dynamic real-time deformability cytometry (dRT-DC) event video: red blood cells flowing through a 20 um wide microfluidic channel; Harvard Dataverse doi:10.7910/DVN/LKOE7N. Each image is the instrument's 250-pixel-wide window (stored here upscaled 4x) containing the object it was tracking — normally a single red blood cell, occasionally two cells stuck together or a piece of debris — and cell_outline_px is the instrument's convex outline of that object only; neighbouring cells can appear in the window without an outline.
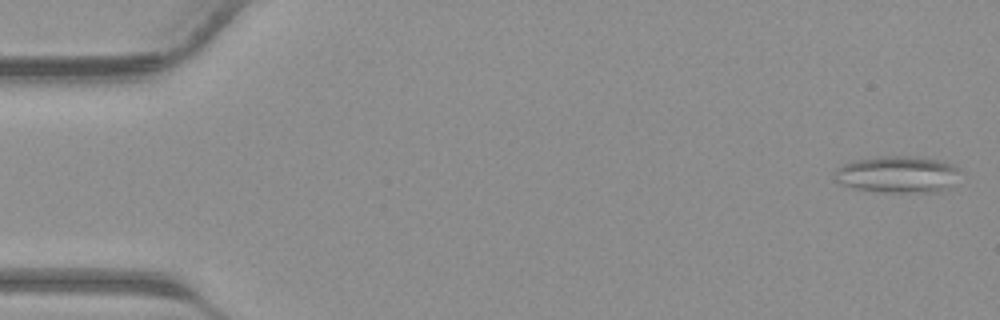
{"species": "common noctule bat (a hibernating species)", "species_latin": "Nyctalus noctula", "temperature_condition": "warm", "stored_images_in_passage": 40, "camera_frame_rate_fps": 3000, "um_per_image_px": 0.085, "animal": {"sex": "male", "body_mass_g": 23.1, "forearm_length_mm": 52.7}, "frame": {"image": 1, "passage_image": 1, "time_ms": 0.0, "image_size_px": [1000, 320], "cell_outline_px": [[960, 172], [952, 184], [948, 188], [936, 192], [880, 192], [852, 188], [836, 184], [832, 180], [832, 172], [844, 164], [852, 160], [876, 156], [912, 156], [936, 160], [952, 164], [960, 168]], "centroid_in_image_um": [76.2, 14.83], "position_along_channel_um": 8.8, "area_um2": 27.4}}
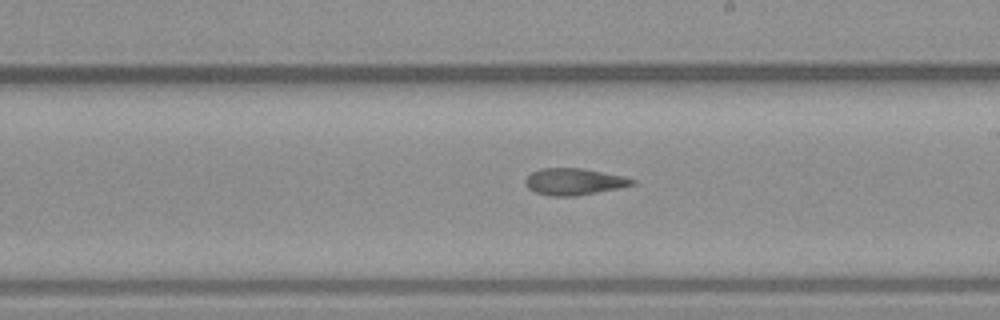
{"frame": {"image": 2, "passage_image": 23, "time_ms": 7.333, "image_size_px": [1000, 320], "cell_outline_px": [[636, 184], [576, 196], [552, 196], [536, 192], [528, 188], [524, 184], [524, 180], [532, 172], [540, 168], [584, 168], [624, 176], [636, 180]], "centroid_in_image_um": [48.78, 15.43], "position_along_channel_um": 240.2, "area_um2": 16.59}}
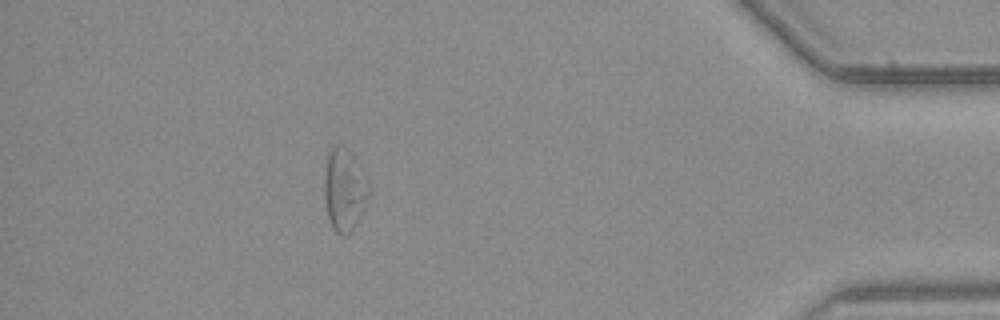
{"frame": {"image": 3, "passage_image": 36, "time_ms": 11.667, "image_size_px": [1000, 320], "cell_outline_px": [[368, 196], [352, 232], [348, 236], [340, 236], [332, 228], [328, 216], [324, 200], [324, 172], [328, 152], [332, 148], [348, 148], [352, 152], [368, 188]], "centroid_in_image_um": [29.21, 16.19], "position_along_channel_um": 406.0, "area_um2": 20.87}}